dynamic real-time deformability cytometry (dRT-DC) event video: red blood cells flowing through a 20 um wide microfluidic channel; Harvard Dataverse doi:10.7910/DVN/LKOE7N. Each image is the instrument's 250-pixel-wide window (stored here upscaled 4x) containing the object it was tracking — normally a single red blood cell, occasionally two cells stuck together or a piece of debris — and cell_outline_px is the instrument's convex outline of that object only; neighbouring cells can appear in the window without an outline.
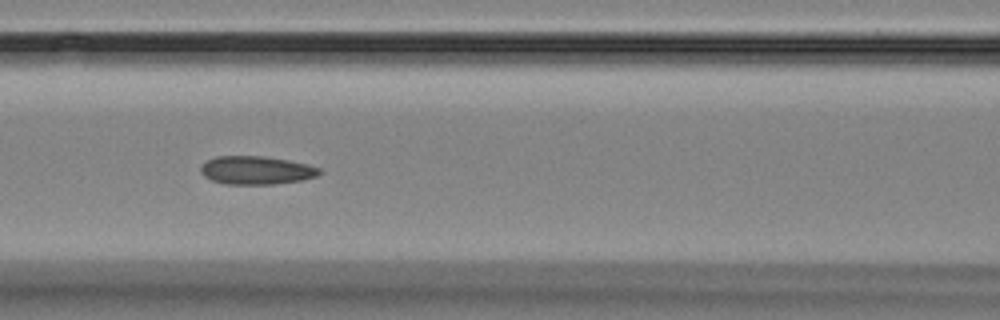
{"species": "Egyptian fruit bat (a non-hibernating species)", "species_latin": "Rousettus aegyptiacus", "temperature_condition": "room temperature", "stored_images_in_passage": 14, "camera_frame_rate_fps": 3000, "um_per_image_px": 0.085, "animal": {"sex": "female"}, "frame": {"image": 1, "passage_image": 7, "time_ms": 6.667, "image_size_px": [1000, 320], "cell_outline_px": [[324, 172], [316, 176], [300, 180], [276, 184], [224, 184], [212, 180], [204, 176], [200, 172], [200, 168], [208, 160], [216, 156], [264, 156], [288, 160], [308, 164], [320, 168]], "centroid_in_image_um": [21.8, 14.47], "position_along_channel_um": 144.8, "area_um2": 19.59}}
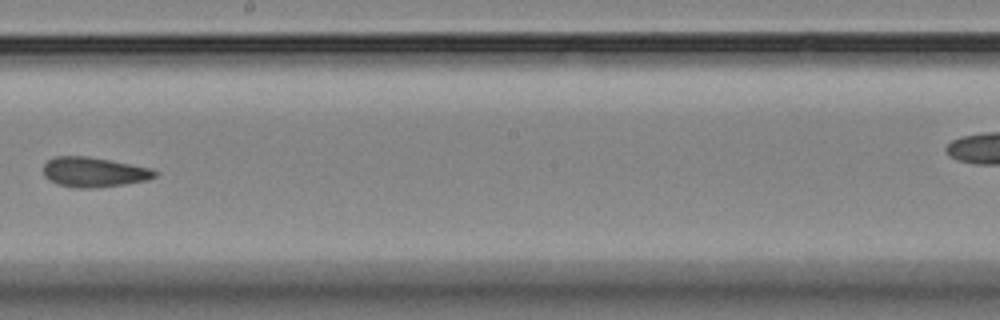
{"frame": {"image": 2, "passage_image": 9, "time_ms": 9.333, "image_size_px": [1000, 320], "cell_outline_px": [[160, 172], [156, 176], [148, 180], [124, 184], [96, 188], [72, 188], [56, 184], [48, 180], [44, 176], [44, 164], [48, 160], [56, 156], [88, 156], [152, 168]], "centroid_in_image_um": [7.99, 14.64], "position_along_channel_um": 240.2, "area_um2": 19.65}}
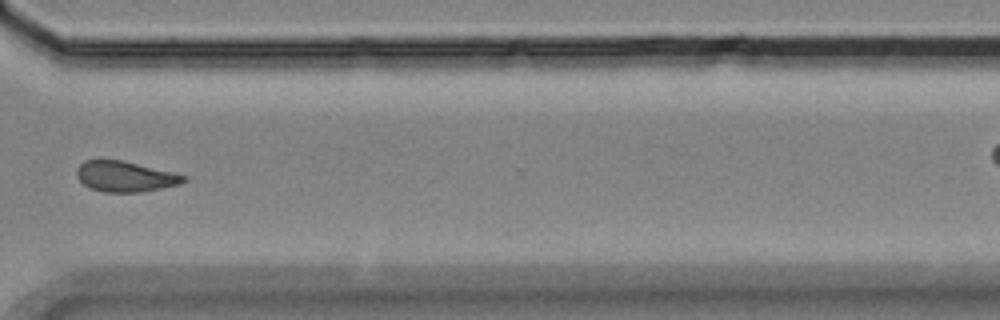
{"frame": {"image": 3, "passage_image": 12, "time_ms": 12.667, "image_size_px": [1000, 320], "cell_outline_px": [[188, 180], [180, 184], [140, 192], [104, 192], [88, 188], [76, 176], [76, 168], [84, 160], [120, 160], [188, 176]], "centroid_in_image_um": [10.61, 15.01], "position_along_channel_um": 360.0, "area_um2": 18.9}, "authors_computed_cell_mechanics": {"area_um2": 19.8254, "velocity_mm_per_s": 3.5991, "shape_relaxation_time_tau1_ms": 8.0449, "shape_relaxation_time_tau2_ms": 3.095, "deformation_change_tau1": 0.0991, "deformation_change_tau2": 0.0717}}